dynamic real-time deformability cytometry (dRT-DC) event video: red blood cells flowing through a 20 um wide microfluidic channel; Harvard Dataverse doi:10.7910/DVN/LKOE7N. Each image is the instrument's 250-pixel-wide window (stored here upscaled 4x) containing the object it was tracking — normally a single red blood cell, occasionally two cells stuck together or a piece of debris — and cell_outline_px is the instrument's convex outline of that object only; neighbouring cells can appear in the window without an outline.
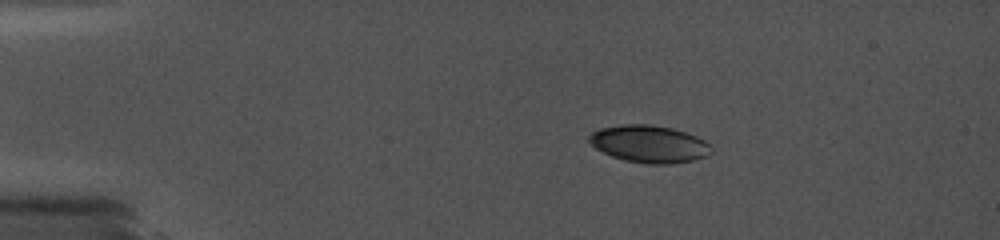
{"species": "common noctule bat (a hibernating species)", "species_latin": "Nyctalus noctula", "temperature_condition": "cold", "stored_images_in_passage": 18, "camera_frame_rate_fps": 5000, "um_per_image_px": 0.085, "animal": {"sex": "female", "body_mass_g": 19.0, "forearm_length_mm": 56.7}, "frame": {"image": 1, "passage_image": 11, "time_ms": 3.2, "image_size_px": [1000, 240], "cell_outline_px": [[712, 152], [704, 156], [692, 160], [668, 164], [648, 164], [624, 160], [612, 156], [596, 148], [588, 140], [588, 136], [592, 132], [600, 128], [620, 124], [648, 124], [672, 128], [696, 136], [704, 140], [712, 148]], "centroid_in_image_um": [55.16, 12.23], "position_along_channel_um": 29.8, "area_um2": 26.36}}